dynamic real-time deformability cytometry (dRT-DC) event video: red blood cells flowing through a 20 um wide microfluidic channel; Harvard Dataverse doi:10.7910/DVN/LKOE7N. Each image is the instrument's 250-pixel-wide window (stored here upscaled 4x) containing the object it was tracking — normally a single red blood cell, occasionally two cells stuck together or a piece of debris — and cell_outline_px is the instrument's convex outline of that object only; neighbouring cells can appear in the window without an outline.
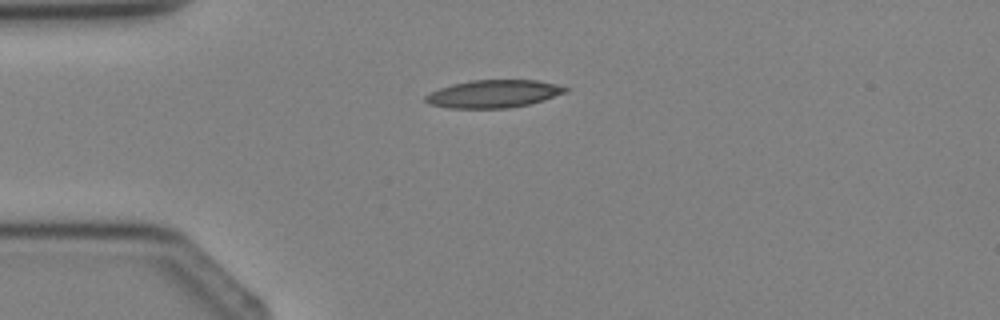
{"species": "Egyptian fruit bat (a non-hibernating species)", "species_latin": "Rousettus aegyptiacus", "temperature_condition": "cold", "stored_images_in_passage": 1, "camera_frame_rate_fps": 3000, "um_per_image_px": 0.085, "animal": {"sex": "female"}, "frame": {"image": 1, "passage_image": 1, "time_ms": 0.0, "image_size_px": [1000, 320], "cell_outline_px": [[572, 88], [568, 92], [544, 100], [528, 104], [508, 108], [448, 108], [428, 104], [424, 100], [424, 96], [440, 88], [452, 84], [472, 80], [536, 80], [556, 84]], "centroid_in_image_um": [41.98, 7.97], "position_along_channel_um": 43.0, "area_um2": 22.72}}